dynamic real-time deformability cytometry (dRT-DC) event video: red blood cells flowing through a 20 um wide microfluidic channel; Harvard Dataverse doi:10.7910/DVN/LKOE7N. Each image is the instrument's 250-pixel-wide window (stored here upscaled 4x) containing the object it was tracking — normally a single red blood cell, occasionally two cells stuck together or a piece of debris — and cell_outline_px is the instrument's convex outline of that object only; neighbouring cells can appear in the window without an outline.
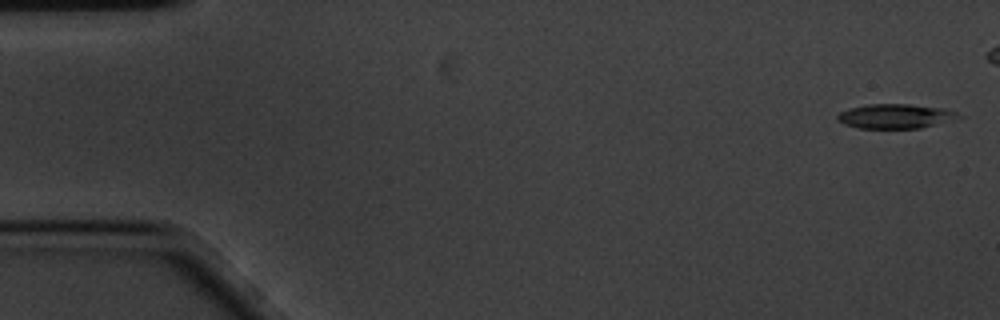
{"species": "common noctule bat (a hibernating species)", "species_latin": "Nyctalus noctula", "temperature_condition": "cold", "stored_images_in_passage": 2, "segment_of_instrument_passage": [2, 2], "camera_frame_rate_fps": 3000, "um_per_image_px": 0.085, "animal": {"sex": "male", "body_mass_g": 20.1, "forearm_length_mm": 53.5}, "frame": {"image": 1, "passage_image": 2, "time_ms": 0.333, "image_size_px": [1000, 320], "cell_outline_px": [[964, 116], [920, 128], [860, 128], [844, 124], [836, 120], [836, 116], [840, 112], [848, 108], [868, 104], [908, 104], [944, 108], [956, 112]], "centroid_in_image_um": [76.06, 9.87], "position_along_channel_um": 8.9, "area_um2": 17.17}}